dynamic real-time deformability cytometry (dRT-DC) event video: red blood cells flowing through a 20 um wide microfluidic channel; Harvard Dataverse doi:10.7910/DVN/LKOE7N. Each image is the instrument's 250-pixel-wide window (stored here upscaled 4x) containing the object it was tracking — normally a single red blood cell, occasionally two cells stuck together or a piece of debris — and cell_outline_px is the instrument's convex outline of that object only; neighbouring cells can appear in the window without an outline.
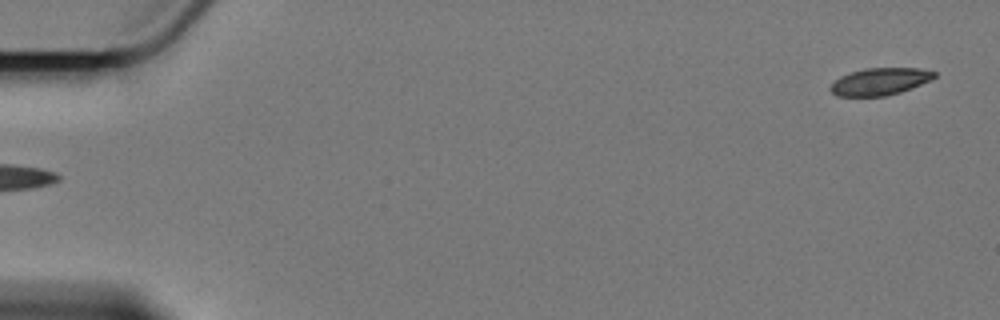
{"species": "Egyptian fruit bat (a non-hibernating species)", "species_latin": "Rousettus aegyptiacus", "temperature_condition": "cold", "stored_images_in_passage": 4, "segment_of_instrument_passage": [2, 2], "camera_frame_rate_fps": 3000, "um_per_image_px": 0.085, "animal": {"sex": "female"}, "frame": {"image": 1, "passage_image": 4, "time_ms": 4.667, "image_size_px": [1000, 320], "cell_outline_px": [[936, 76], [920, 84], [900, 92], [884, 96], [836, 96], [828, 88], [840, 76], [864, 68], [920, 68], [936, 72]], "centroid_in_image_um": [74.76, 6.92], "position_along_channel_um": 10.2, "area_um2": 16.24}}